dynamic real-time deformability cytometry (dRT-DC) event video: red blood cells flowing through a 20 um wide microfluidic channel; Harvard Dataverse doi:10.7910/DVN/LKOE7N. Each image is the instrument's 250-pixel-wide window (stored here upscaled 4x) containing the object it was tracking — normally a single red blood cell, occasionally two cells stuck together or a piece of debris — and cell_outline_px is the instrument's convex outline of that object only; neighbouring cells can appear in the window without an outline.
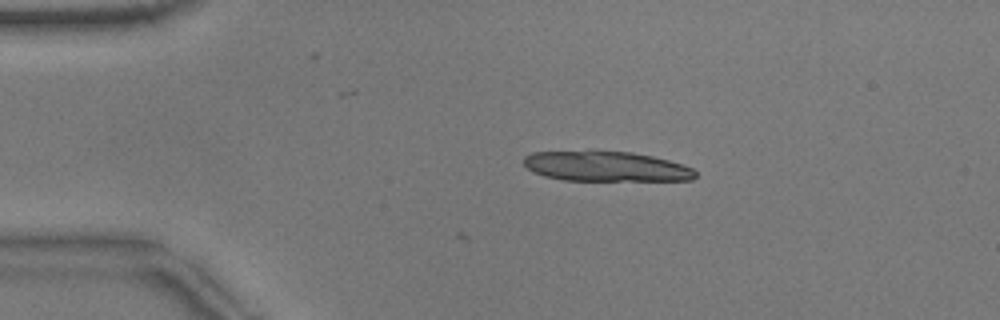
{"species": "common noctule bat (a hibernating species)", "species_latin": "Nyctalus noctula", "temperature_condition": "warm", "stored_images_in_passage": 12, "camera_frame_rate_fps": 3000, "um_per_image_px": 0.085, "animal": {"sex": "male", "body_mass_g": 17.9}, "frame": {"image": 1, "passage_image": 10, "time_ms": 3.0, "image_size_px": [1000, 320], "cell_outline_px": [[696, 176], [692, 180], [564, 180], [544, 176], [532, 172], [524, 164], [524, 156], [532, 152], [632, 152], [652, 156], [668, 160], [692, 168], [696, 172]], "centroid_in_image_um": [51.5, 14.16], "position_along_channel_um": 33.5, "area_um2": 29.54}}